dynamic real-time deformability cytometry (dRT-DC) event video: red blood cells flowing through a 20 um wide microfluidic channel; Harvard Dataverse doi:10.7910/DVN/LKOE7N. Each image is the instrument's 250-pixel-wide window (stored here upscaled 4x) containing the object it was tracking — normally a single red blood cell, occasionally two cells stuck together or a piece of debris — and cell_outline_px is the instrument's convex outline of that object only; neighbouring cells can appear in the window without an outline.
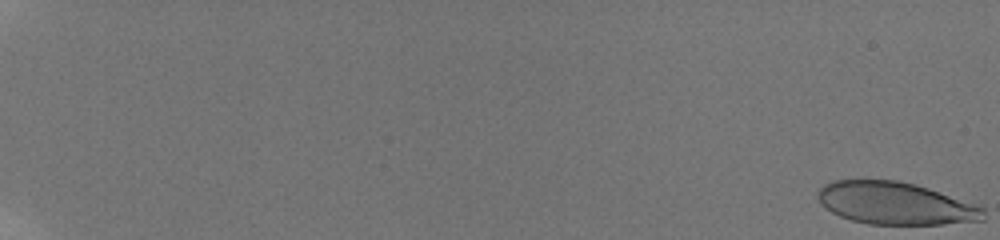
{"species": "human", "species_latin": "Homo sapiens", "temperature_condition": "room temperature", "stored_images_in_passage": 55, "camera_frame_rate_fps": 3000, "um_per_image_px": 0.085, "donor": {"sex": "male"}, "frame": {"image": 1, "passage_image": 1, "time_ms": 0.0, "image_size_px": [1000, 240], "cell_outline_px": [[984, 220], [944, 224], [868, 224], [852, 220], [840, 216], [832, 212], [820, 204], [816, 196], [820, 188], [824, 184], [836, 180], [896, 180], [916, 184], [976, 204], [984, 208]], "centroid_in_image_um": [76.09, 17.28], "position_along_channel_um": 8.9, "area_um2": 40.86}}
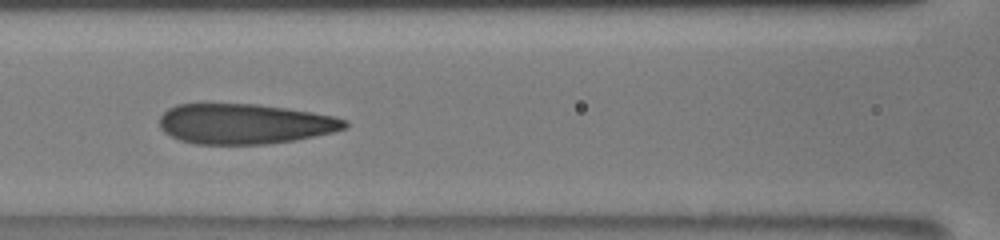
{"frame": {"image": 2, "passage_image": 29, "time_ms": 10.0, "image_size_px": [1000, 240], "cell_outline_px": [[348, 128], [332, 132], [296, 140], [268, 144], [196, 144], [180, 140], [164, 132], [160, 128], [160, 116], [168, 108], [176, 104], [256, 104], [312, 112], [332, 116], [348, 120]], "centroid_in_image_um": [20.8, 10.53], "position_along_channel_um": 145.8, "area_um2": 43.41}}
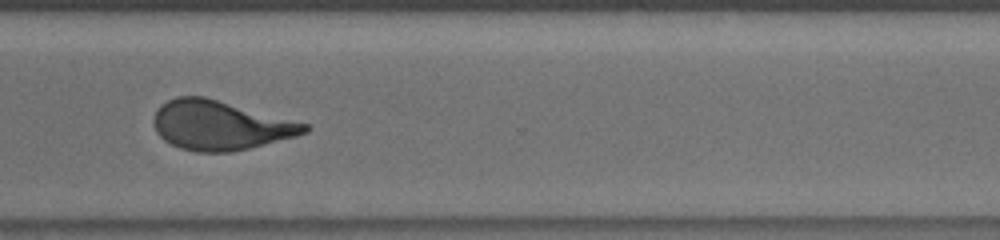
{"frame": {"image": 3, "passage_image": 45, "time_ms": 15.333, "image_size_px": [1000, 240], "cell_outline_px": [[312, 128], [308, 132], [296, 136], [232, 152], [196, 152], [180, 148], [164, 140], [156, 132], [152, 120], [156, 108], [160, 104], [176, 96], [204, 96], [308, 124]], "centroid_in_image_um": [18.67, 10.65], "position_along_channel_um": 351.9, "area_um2": 43.35}, "authors_computed_cell_mechanics": {"area_um2": 43.2922, "velocity_mm_per_s": 3.8692, "shape_relaxation_time_tau1_ms": 6.6768, "shape_relaxation_time_tau2_ms": 0.8684, "deformation_change_tau1": 0.2448, "deformation_change_tau2": 0.0995}}